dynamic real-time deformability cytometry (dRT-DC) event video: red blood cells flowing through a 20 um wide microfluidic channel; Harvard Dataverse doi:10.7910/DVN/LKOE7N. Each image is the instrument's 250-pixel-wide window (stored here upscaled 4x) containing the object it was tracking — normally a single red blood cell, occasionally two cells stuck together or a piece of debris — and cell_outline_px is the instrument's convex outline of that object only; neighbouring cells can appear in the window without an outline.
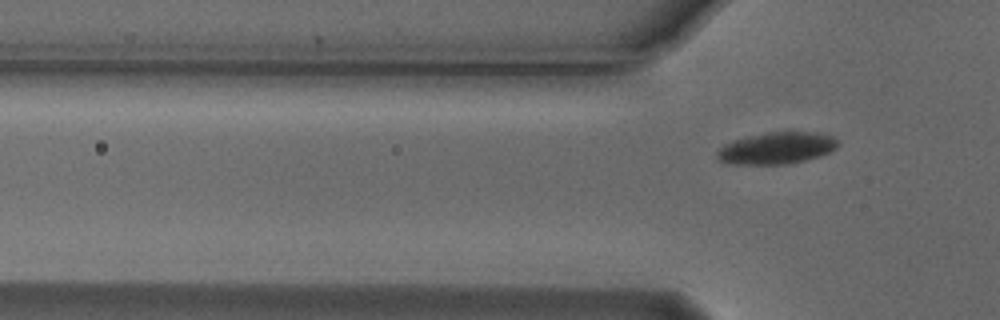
{"species": "Egyptian fruit bat (a non-hibernating species)", "species_latin": "Rousettus aegyptiacus", "temperature_condition": "cold", "stored_images_in_passage": 6, "segment_of_instrument_passage": [2, 2], "camera_frame_rate_fps": 3000, "um_per_image_px": 0.085, "animal": {"sex": "male"}, "frame": {"image": 1, "passage_image": 6, "time_ms": 1.667, "image_size_px": [1000, 320], "cell_outline_px": [[840, 144], [832, 152], [820, 156], [804, 160], [784, 164], [728, 164], [720, 160], [716, 156], [716, 152], [724, 144], [732, 140], [748, 136], [768, 132], [816, 132], [832, 136]], "centroid_in_image_um": [66.01, 12.59], "position_along_channel_um": 59.8, "area_um2": 22.43}}